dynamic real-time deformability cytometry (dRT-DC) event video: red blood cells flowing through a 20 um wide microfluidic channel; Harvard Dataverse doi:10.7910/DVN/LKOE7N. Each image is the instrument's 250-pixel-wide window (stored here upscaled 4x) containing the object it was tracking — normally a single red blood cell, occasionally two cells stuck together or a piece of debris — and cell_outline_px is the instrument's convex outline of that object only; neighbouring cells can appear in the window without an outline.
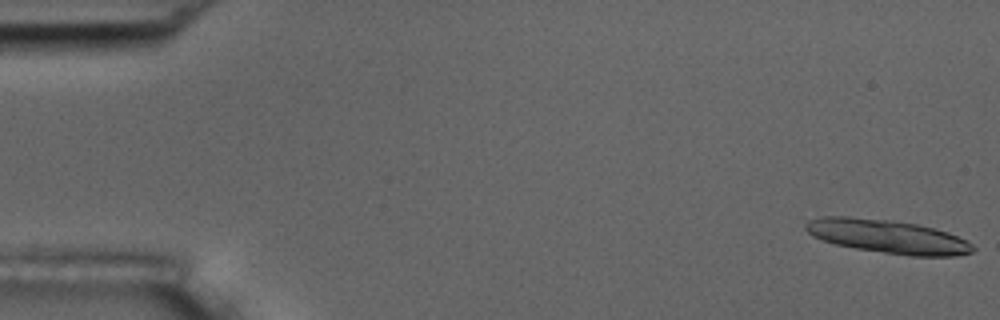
{"species": "common noctule bat (a hibernating species)", "species_latin": "Nyctalus noctula", "temperature_condition": "room temperature", "stored_images_in_passage": 15, "camera_frame_rate_fps": 3000, "um_per_image_px": 0.085, "animal": {"sex": "male", "body_mass_g": 17.5, "forearm_length_mm": 52.3}, "frame": {"image": 1, "passage_image": 1, "time_ms": 0.0, "image_size_px": [1000, 320], "cell_outline_px": [[976, 248], [972, 252], [956, 256], [908, 256], [856, 248], [836, 244], [812, 236], [804, 228], [804, 224], [808, 220], [824, 216], [848, 216], [892, 220], [916, 224], [948, 232], [972, 244]], "centroid_in_image_um": [75.43, 20.1], "position_along_channel_um": 9.6, "area_um2": 32.66}}